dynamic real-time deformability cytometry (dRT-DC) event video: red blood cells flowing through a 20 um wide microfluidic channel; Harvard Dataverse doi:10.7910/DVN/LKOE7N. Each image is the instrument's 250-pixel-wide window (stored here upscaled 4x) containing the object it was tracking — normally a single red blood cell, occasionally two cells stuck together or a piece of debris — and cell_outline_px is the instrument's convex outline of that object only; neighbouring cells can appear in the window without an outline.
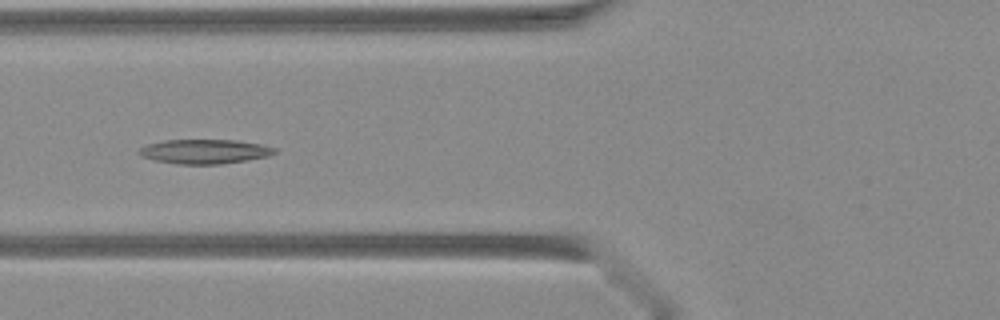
{"species": "Egyptian fruit bat (a non-hibernating species)", "species_latin": "Rousettus aegyptiacus", "temperature_condition": "warm", "stored_images_in_passage": 34, "camera_frame_rate_fps": 3000, "um_per_image_px": 0.085, "animal": {"sex": "female"}, "frame": {"image": 1, "passage_image": 9, "time_ms": 2.667, "image_size_px": [1000, 320], "cell_outline_px": [[276, 152], [268, 156], [248, 160], [220, 164], [176, 164], [156, 160], [140, 156], [140, 148], [148, 144], [164, 140], [236, 140], [264, 144], [276, 148]], "centroid_in_image_um": [17.44, 12.87], "position_along_channel_um": 108.4, "area_um2": 19.25}}
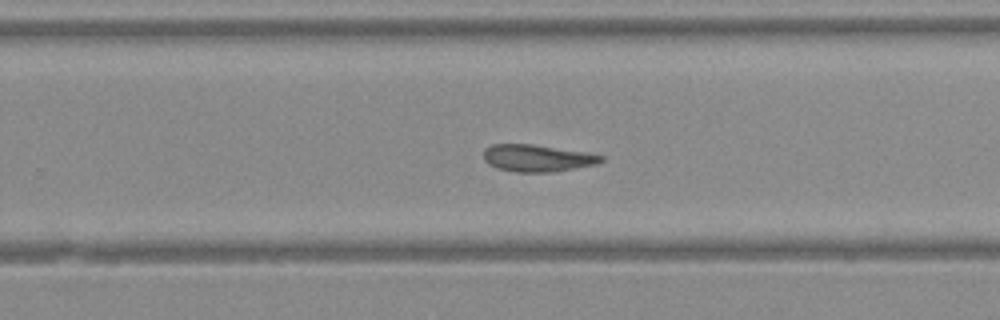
{"frame": {"image": 2, "passage_image": 20, "time_ms": 6.333, "image_size_px": [1000, 320], "cell_outline_px": [[604, 160], [596, 164], [552, 172], [516, 172], [496, 168], [488, 164], [484, 160], [484, 148], [492, 144], [532, 144], [584, 152], [604, 156]], "centroid_in_image_um": [45.62, 13.44], "position_along_channel_um": 284.2, "area_um2": 18.44}}
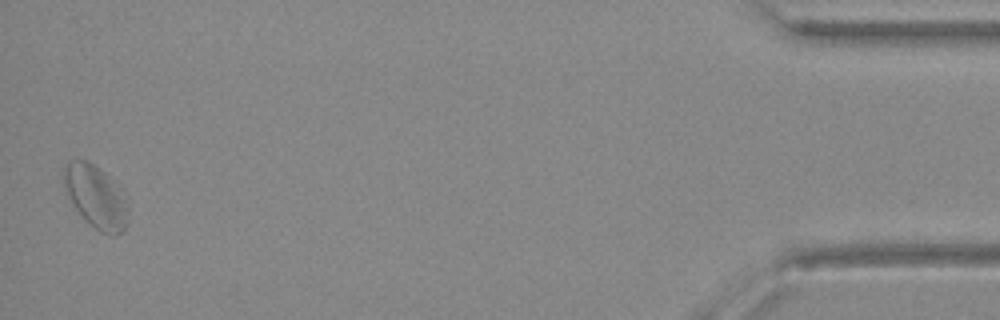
{"frame": {"image": 3, "passage_image": 34, "time_ms": 11.0, "image_size_px": [1000, 320], "cell_outline_px": [[128, 212], [124, 228], [120, 232], [100, 232], [76, 208], [68, 196], [64, 184], [64, 164], [72, 160], [88, 160], [120, 184]], "centroid_in_image_um": [8.14, 16.63], "position_along_channel_um": 427.1, "area_um2": 22.77}}